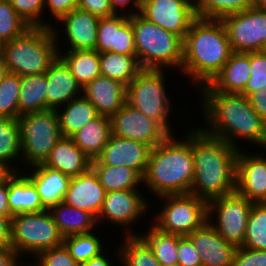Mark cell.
<instances>
[{
    "mask_svg": "<svg viewBox=\"0 0 266 266\" xmlns=\"http://www.w3.org/2000/svg\"><path fill=\"white\" fill-rule=\"evenodd\" d=\"M164 71L163 69H142L127 86L126 102L146 117L158 122L172 135L174 132L169 122L172 101L166 92Z\"/></svg>",
    "mask_w": 266,
    "mask_h": 266,
    "instance_id": "ba28073f",
    "label": "cell"
},
{
    "mask_svg": "<svg viewBox=\"0 0 266 266\" xmlns=\"http://www.w3.org/2000/svg\"><path fill=\"white\" fill-rule=\"evenodd\" d=\"M129 19V15L115 14L99 19L97 28L96 51L99 53L112 52L115 47L116 31Z\"/></svg>",
    "mask_w": 266,
    "mask_h": 266,
    "instance_id": "b9f144b4",
    "label": "cell"
},
{
    "mask_svg": "<svg viewBox=\"0 0 266 266\" xmlns=\"http://www.w3.org/2000/svg\"><path fill=\"white\" fill-rule=\"evenodd\" d=\"M110 121L113 135L142 142L151 148L170 135L158 122L146 117L127 102L110 117Z\"/></svg>",
    "mask_w": 266,
    "mask_h": 266,
    "instance_id": "5bb4252c",
    "label": "cell"
},
{
    "mask_svg": "<svg viewBox=\"0 0 266 266\" xmlns=\"http://www.w3.org/2000/svg\"><path fill=\"white\" fill-rule=\"evenodd\" d=\"M233 266H266V250L237 247Z\"/></svg>",
    "mask_w": 266,
    "mask_h": 266,
    "instance_id": "c3c4849f",
    "label": "cell"
},
{
    "mask_svg": "<svg viewBox=\"0 0 266 266\" xmlns=\"http://www.w3.org/2000/svg\"><path fill=\"white\" fill-rule=\"evenodd\" d=\"M63 107L56 110L63 137H71L99 116L96 108L83 95L74 98Z\"/></svg>",
    "mask_w": 266,
    "mask_h": 266,
    "instance_id": "f1b7e54d",
    "label": "cell"
},
{
    "mask_svg": "<svg viewBox=\"0 0 266 266\" xmlns=\"http://www.w3.org/2000/svg\"><path fill=\"white\" fill-rule=\"evenodd\" d=\"M3 43L0 41V57H2Z\"/></svg>",
    "mask_w": 266,
    "mask_h": 266,
    "instance_id": "94428289",
    "label": "cell"
},
{
    "mask_svg": "<svg viewBox=\"0 0 266 266\" xmlns=\"http://www.w3.org/2000/svg\"><path fill=\"white\" fill-rule=\"evenodd\" d=\"M111 134L110 117L99 115L70 138L93 161L100 155Z\"/></svg>",
    "mask_w": 266,
    "mask_h": 266,
    "instance_id": "4316f807",
    "label": "cell"
},
{
    "mask_svg": "<svg viewBox=\"0 0 266 266\" xmlns=\"http://www.w3.org/2000/svg\"><path fill=\"white\" fill-rule=\"evenodd\" d=\"M187 237L198 250L202 266H233L237 247L223 239L208 221Z\"/></svg>",
    "mask_w": 266,
    "mask_h": 266,
    "instance_id": "d6986e66",
    "label": "cell"
},
{
    "mask_svg": "<svg viewBox=\"0 0 266 266\" xmlns=\"http://www.w3.org/2000/svg\"><path fill=\"white\" fill-rule=\"evenodd\" d=\"M20 259L12 247L0 248V266H21Z\"/></svg>",
    "mask_w": 266,
    "mask_h": 266,
    "instance_id": "11a10c76",
    "label": "cell"
},
{
    "mask_svg": "<svg viewBox=\"0 0 266 266\" xmlns=\"http://www.w3.org/2000/svg\"><path fill=\"white\" fill-rule=\"evenodd\" d=\"M97 236L93 232L71 235L64 238L63 244L68 249L72 258L80 264L104 252L105 246L102 247L101 237Z\"/></svg>",
    "mask_w": 266,
    "mask_h": 266,
    "instance_id": "f35d334b",
    "label": "cell"
},
{
    "mask_svg": "<svg viewBox=\"0 0 266 266\" xmlns=\"http://www.w3.org/2000/svg\"><path fill=\"white\" fill-rule=\"evenodd\" d=\"M99 17L76 8L63 16L59 22L63 27L68 50H96Z\"/></svg>",
    "mask_w": 266,
    "mask_h": 266,
    "instance_id": "7402d4cb",
    "label": "cell"
},
{
    "mask_svg": "<svg viewBox=\"0 0 266 266\" xmlns=\"http://www.w3.org/2000/svg\"><path fill=\"white\" fill-rule=\"evenodd\" d=\"M254 6L266 10V0H254Z\"/></svg>",
    "mask_w": 266,
    "mask_h": 266,
    "instance_id": "91938a15",
    "label": "cell"
},
{
    "mask_svg": "<svg viewBox=\"0 0 266 266\" xmlns=\"http://www.w3.org/2000/svg\"><path fill=\"white\" fill-rule=\"evenodd\" d=\"M33 266H80L70 255L65 245L53 247L39 252L35 257Z\"/></svg>",
    "mask_w": 266,
    "mask_h": 266,
    "instance_id": "f6af8a7d",
    "label": "cell"
},
{
    "mask_svg": "<svg viewBox=\"0 0 266 266\" xmlns=\"http://www.w3.org/2000/svg\"><path fill=\"white\" fill-rule=\"evenodd\" d=\"M236 191L252 203H266V155L262 152L251 154L239 149Z\"/></svg>",
    "mask_w": 266,
    "mask_h": 266,
    "instance_id": "2e32d148",
    "label": "cell"
},
{
    "mask_svg": "<svg viewBox=\"0 0 266 266\" xmlns=\"http://www.w3.org/2000/svg\"><path fill=\"white\" fill-rule=\"evenodd\" d=\"M92 160L80 150L70 137H62L51 150L44 164L69 177H76L91 168Z\"/></svg>",
    "mask_w": 266,
    "mask_h": 266,
    "instance_id": "484cf974",
    "label": "cell"
},
{
    "mask_svg": "<svg viewBox=\"0 0 266 266\" xmlns=\"http://www.w3.org/2000/svg\"><path fill=\"white\" fill-rule=\"evenodd\" d=\"M263 52H265V53H266V45H265V47H264V49H263Z\"/></svg>",
    "mask_w": 266,
    "mask_h": 266,
    "instance_id": "be15d7a7",
    "label": "cell"
},
{
    "mask_svg": "<svg viewBox=\"0 0 266 266\" xmlns=\"http://www.w3.org/2000/svg\"><path fill=\"white\" fill-rule=\"evenodd\" d=\"M59 29L30 27L22 35L3 44L2 57L8 73L18 76L44 74L59 56ZM59 46V48H58Z\"/></svg>",
    "mask_w": 266,
    "mask_h": 266,
    "instance_id": "5b68a950",
    "label": "cell"
},
{
    "mask_svg": "<svg viewBox=\"0 0 266 266\" xmlns=\"http://www.w3.org/2000/svg\"><path fill=\"white\" fill-rule=\"evenodd\" d=\"M250 70V53L233 52L208 85L217 92L240 94L250 78Z\"/></svg>",
    "mask_w": 266,
    "mask_h": 266,
    "instance_id": "d4e9b609",
    "label": "cell"
},
{
    "mask_svg": "<svg viewBox=\"0 0 266 266\" xmlns=\"http://www.w3.org/2000/svg\"><path fill=\"white\" fill-rule=\"evenodd\" d=\"M250 78L240 93L248 97L251 93L266 89V53L250 52Z\"/></svg>",
    "mask_w": 266,
    "mask_h": 266,
    "instance_id": "ee69618b",
    "label": "cell"
},
{
    "mask_svg": "<svg viewBox=\"0 0 266 266\" xmlns=\"http://www.w3.org/2000/svg\"><path fill=\"white\" fill-rule=\"evenodd\" d=\"M194 180L189 194L207 202L236 191V162L239 149L223 139L191 129Z\"/></svg>",
    "mask_w": 266,
    "mask_h": 266,
    "instance_id": "7a4b0ae2",
    "label": "cell"
},
{
    "mask_svg": "<svg viewBox=\"0 0 266 266\" xmlns=\"http://www.w3.org/2000/svg\"><path fill=\"white\" fill-rule=\"evenodd\" d=\"M127 86L105 76L96 77L82 88V95L99 115L111 117L126 103Z\"/></svg>",
    "mask_w": 266,
    "mask_h": 266,
    "instance_id": "44dd1931",
    "label": "cell"
},
{
    "mask_svg": "<svg viewBox=\"0 0 266 266\" xmlns=\"http://www.w3.org/2000/svg\"><path fill=\"white\" fill-rule=\"evenodd\" d=\"M45 75L48 84L46 110H57L82 95V87L59 56L50 65Z\"/></svg>",
    "mask_w": 266,
    "mask_h": 266,
    "instance_id": "ffe728a7",
    "label": "cell"
},
{
    "mask_svg": "<svg viewBox=\"0 0 266 266\" xmlns=\"http://www.w3.org/2000/svg\"><path fill=\"white\" fill-rule=\"evenodd\" d=\"M30 27L17 14L9 0H0V41L3 44L22 35Z\"/></svg>",
    "mask_w": 266,
    "mask_h": 266,
    "instance_id": "60d3db41",
    "label": "cell"
},
{
    "mask_svg": "<svg viewBox=\"0 0 266 266\" xmlns=\"http://www.w3.org/2000/svg\"><path fill=\"white\" fill-rule=\"evenodd\" d=\"M151 147L142 142L117 137L111 134L100 155L93 160L95 164L124 166L136 170L144 176Z\"/></svg>",
    "mask_w": 266,
    "mask_h": 266,
    "instance_id": "e0dca14e",
    "label": "cell"
},
{
    "mask_svg": "<svg viewBox=\"0 0 266 266\" xmlns=\"http://www.w3.org/2000/svg\"><path fill=\"white\" fill-rule=\"evenodd\" d=\"M11 247V218L0 217V248Z\"/></svg>",
    "mask_w": 266,
    "mask_h": 266,
    "instance_id": "9f6ffc18",
    "label": "cell"
},
{
    "mask_svg": "<svg viewBox=\"0 0 266 266\" xmlns=\"http://www.w3.org/2000/svg\"><path fill=\"white\" fill-rule=\"evenodd\" d=\"M21 141L22 163L26 167L44 163L63 137L56 110L21 115L16 119Z\"/></svg>",
    "mask_w": 266,
    "mask_h": 266,
    "instance_id": "52a82bcc",
    "label": "cell"
},
{
    "mask_svg": "<svg viewBox=\"0 0 266 266\" xmlns=\"http://www.w3.org/2000/svg\"><path fill=\"white\" fill-rule=\"evenodd\" d=\"M188 132L181 140L173 134L169 135L151 149L143 176L144 186L151 194L161 197L190 193L194 180V159L191 130Z\"/></svg>",
    "mask_w": 266,
    "mask_h": 266,
    "instance_id": "277c9868",
    "label": "cell"
},
{
    "mask_svg": "<svg viewBox=\"0 0 266 266\" xmlns=\"http://www.w3.org/2000/svg\"><path fill=\"white\" fill-rule=\"evenodd\" d=\"M15 159L22 162L21 141L16 119L0 117V168L6 173L18 172L20 167L11 164Z\"/></svg>",
    "mask_w": 266,
    "mask_h": 266,
    "instance_id": "836d02e7",
    "label": "cell"
},
{
    "mask_svg": "<svg viewBox=\"0 0 266 266\" xmlns=\"http://www.w3.org/2000/svg\"><path fill=\"white\" fill-rule=\"evenodd\" d=\"M105 252L101 255L90 259L89 261L80 263V266H113L112 262L110 261L108 256H105Z\"/></svg>",
    "mask_w": 266,
    "mask_h": 266,
    "instance_id": "6f0895ef",
    "label": "cell"
},
{
    "mask_svg": "<svg viewBox=\"0 0 266 266\" xmlns=\"http://www.w3.org/2000/svg\"><path fill=\"white\" fill-rule=\"evenodd\" d=\"M149 203L139 190H121L106 193L102 210L97 217L98 224L101 220L111 222L117 226L125 227L123 233L125 236L139 235L138 232L131 230V226L137 223L139 219L145 217L149 209ZM137 221V222H136ZM129 229V230H128Z\"/></svg>",
    "mask_w": 266,
    "mask_h": 266,
    "instance_id": "4fadbf2b",
    "label": "cell"
},
{
    "mask_svg": "<svg viewBox=\"0 0 266 266\" xmlns=\"http://www.w3.org/2000/svg\"><path fill=\"white\" fill-rule=\"evenodd\" d=\"M233 52L263 51L266 45V10L251 7L221 19Z\"/></svg>",
    "mask_w": 266,
    "mask_h": 266,
    "instance_id": "7c38bea8",
    "label": "cell"
},
{
    "mask_svg": "<svg viewBox=\"0 0 266 266\" xmlns=\"http://www.w3.org/2000/svg\"><path fill=\"white\" fill-rule=\"evenodd\" d=\"M7 73L8 70L3 60V57H0V83Z\"/></svg>",
    "mask_w": 266,
    "mask_h": 266,
    "instance_id": "680465c9",
    "label": "cell"
},
{
    "mask_svg": "<svg viewBox=\"0 0 266 266\" xmlns=\"http://www.w3.org/2000/svg\"><path fill=\"white\" fill-rule=\"evenodd\" d=\"M0 217L12 218L8 205V173L0 178Z\"/></svg>",
    "mask_w": 266,
    "mask_h": 266,
    "instance_id": "db71d44e",
    "label": "cell"
},
{
    "mask_svg": "<svg viewBox=\"0 0 266 266\" xmlns=\"http://www.w3.org/2000/svg\"><path fill=\"white\" fill-rule=\"evenodd\" d=\"M242 247L266 250V203H253Z\"/></svg>",
    "mask_w": 266,
    "mask_h": 266,
    "instance_id": "74e56055",
    "label": "cell"
},
{
    "mask_svg": "<svg viewBox=\"0 0 266 266\" xmlns=\"http://www.w3.org/2000/svg\"><path fill=\"white\" fill-rule=\"evenodd\" d=\"M59 57L69 67L72 75L83 88L86 84L101 76L100 53L96 50H65ZM63 54V55H62Z\"/></svg>",
    "mask_w": 266,
    "mask_h": 266,
    "instance_id": "f546056e",
    "label": "cell"
},
{
    "mask_svg": "<svg viewBox=\"0 0 266 266\" xmlns=\"http://www.w3.org/2000/svg\"><path fill=\"white\" fill-rule=\"evenodd\" d=\"M23 171L8 172V205L12 216L46 210L35 185Z\"/></svg>",
    "mask_w": 266,
    "mask_h": 266,
    "instance_id": "cb8c5ba5",
    "label": "cell"
},
{
    "mask_svg": "<svg viewBox=\"0 0 266 266\" xmlns=\"http://www.w3.org/2000/svg\"><path fill=\"white\" fill-rule=\"evenodd\" d=\"M232 53L228 34L221 20L196 18L183 41L180 73L190 77L191 83L201 88L222 70Z\"/></svg>",
    "mask_w": 266,
    "mask_h": 266,
    "instance_id": "3957f363",
    "label": "cell"
},
{
    "mask_svg": "<svg viewBox=\"0 0 266 266\" xmlns=\"http://www.w3.org/2000/svg\"><path fill=\"white\" fill-rule=\"evenodd\" d=\"M17 14L31 27H53L41 19L44 15L45 0H9ZM41 16V17H40Z\"/></svg>",
    "mask_w": 266,
    "mask_h": 266,
    "instance_id": "7bdbcfd3",
    "label": "cell"
},
{
    "mask_svg": "<svg viewBox=\"0 0 266 266\" xmlns=\"http://www.w3.org/2000/svg\"><path fill=\"white\" fill-rule=\"evenodd\" d=\"M110 4H111V7H112L113 11L116 14H119V13L121 14L122 13V14H126V15H129V16L133 15V14H136V13H139L140 6H141L140 0H110ZM130 4H132L134 8L130 7V9H129V5ZM127 6H128V9L126 11V7ZM132 8L134 9V11H133Z\"/></svg>",
    "mask_w": 266,
    "mask_h": 266,
    "instance_id": "f5cc1de1",
    "label": "cell"
},
{
    "mask_svg": "<svg viewBox=\"0 0 266 266\" xmlns=\"http://www.w3.org/2000/svg\"><path fill=\"white\" fill-rule=\"evenodd\" d=\"M112 52L125 55H136L131 15L129 16V19L116 31L115 47H112Z\"/></svg>",
    "mask_w": 266,
    "mask_h": 266,
    "instance_id": "bcb514c9",
    "label": "cell"
},
{
    "mask_svg": "<svg viewBox=\"0 0 266 266\" xmlns=\"http://www.w3.org/2000/svg\"><path fill=\"white\" fill-rule=\"evenodd\" d=\"M77 8L99 18L110 17L116 14L111 7L110 0H79Z\"/></svg>",
    "mask_w": 266,
    "mask_h": 266,
    "instance_id": "681fc988",
    "label": "cell"
},
{
    "mask_svg": "<svg viewBox=\"0 0 266 266\" xmlns=\"http://www.w3.org/2000/svg\"><path fill=\"white\" fill-rule=\"evenodd\" d=\"M248 99L257 114L266 122V89L251 93Z\"/></svg>",
    "mask_w": 266,
    "mask_h": 266,
    "instance_id": "816d5d0a",
    "label": "cell"
},
{
    "mask_svg": "<svg viewBox=\"0 0 266 266\" xmlns=\"http://www.w3.org/2000/svg\"><path fill=\"white\" fill-rule=\"evenodd\" d=\"M136 57L142 69H182L183 39L146 20L131 15ZM165 67V68H164Z\"/></svg>",
    "mask_w": 266,
    "mask_h": 266,
    "instance_id": "8992f818",
    "label": "cell"
},
{
    "mask_svg": "<svg viewBox=\"0 0 266 266\" xmlns=\"http://www.w3.org/2000/svg\"><path fill=\"white\" fill-rule=\"evenodd\" d=\"M31 170L25 173L35 185L40 195L43 207L49 210L51 207L62 203L68 190L71 177L46 166L44 163L32 165ZM31 171V173H29Z\"/></svg>",
    "mask_w": 266,
    "mask_h": 266,
    "instance_id": "603a6c76",
    "label": "cell"
},
{
    "mask_svg": "<svg viewBox=\"0 0 266 266\" xmlns=\"http://www.w3.org/2000/svg\"><path fill=\"white\" fill-rule=\"evenodd\" d=\"M6 172L2 169V168H0V178L5 174Z\"/></svg>",
    "mask_w": 266,
    "mask_h": 266,
    "instance_id": "6125c7cd",
    "label": "cell"
},
{
    "mask_svg": "<svg viewBox=\"0 0 266 266\" xmlns=\"http://www.w3.org/2000/svg\"><path fill=\"white\" fill-rule=\"evenodd\" d=\"M64 237L49 210L22 213L11 218V247L22 258L63 245Z\"/></svg>",
    "mask_w": 266,
    "mask_h": 266,
    "instance_id": "9c48e42d",
    "label": "cell"
},
{
    "mask_svg": "<svg viewBox=\"0 0 266 266\" xmlns=\"http://www.w3.org/2000/svg\"><path fill=\"white\" fill-rule=\"evenodd\" d=\"M47 77L44 74L21 76L19 116L46 111Z\"/></svg>",
    "mask_w": 266,
    "mask_h": 266,
    "instance_id": "1f68e13d",
    "label": "cell"
},
{
    "mask_svg": "<svg viewBox=\"0 0 266 266\" xmlns=\"http://www.w3.org/2000/svg\"><path fill=\"white\" fill-rule=\"evenodd\" d=\"M79 0H45L44 10H49L51 18L59 21L63 16L78 7Z\"/></svg>",
    "mask_w": 266,
    "mask_h": 266,
    "instance_id": "f907efd6",
    "label": "cell"
},
{
    "mask_svg": "<svg viewBox=\"0 0 266 266\" xmlns=\"http://www.w3.org/2000/svg\"><path fill=\"white\" fill-rule=\"evenodd\" d=\"M63 237L91 233L98 226L97 218L88 211L59 203L49 209Z\"/></svg>",
    "mask_w": 266,
    "mask_h": 266,
    "instance_id": "83f0119b",
    "label": "cell"
},
{
    "mask_svg": "<svg viewBox=\"0 0 266 266\" xmlns=\"http://www.w3.org/2000/svg\"><path fill=\"white\" fill-rule=\"evenodd\" d=\"M177 253L180 266H202L200 254L187 236L179 235Z\"/></svg>",
    "mask_w": 266,
    "mask_h": 266,
    "instance_id": "7dc6e473",
    "label": "cell"
},
{
    "mask_svg": "<svg viewBox=\"0 0 266 266\" xmlns=\"http://www.w3.org/2000/svg\"><path fill=\"white\" fill-rule=\"evenodd\" d=\"M252 206V202L235 191L208 201L207 219L223 239L242 247ZM211 219H216L215 224Z\"/></svg>",
    "mask_w": 266,
    "mask_h": 266,
    "instance_id": "8fae6325",
    "label": "cell"
},
{
    "mask_svg": "<svg viewBox=\"0 0 266 266\" xmlns=\"http://www.w3.org/2000/svg\"><path fill=\"white\" fill-rule=\"evenodd\" d=\"M151 226L144 234L140 232V237L148 244L154 253V256L162 266H171L178 264V234H168L159 231Z\"/></svg>",
    "mask_w": 266,
    "mask_h": 266,
    "instance_id": "e575fe53",
    "label": "cell"
},
{
    "mask_svg": "<svg viewBox=\"0 0 266 266\" xmlns=\"http://www.w3.org/2000/svg\"><path fill=\"white\" fill-rule=\"evenodd\" d=\"M141 70L136 55L100 53L101 76L118 80L128 86Z\"/></svg>",
    "mask_w": 266,
    "mask_h": 266,
    "instance_id": "d6a6232c",
    "label": "cell"
},
{
    "mask_svg": "<svg viewBox=\"0 0 266 266\" xmlns=\"http://www.w3.org/2000/svg\"><path fill=\"white\" fill-rule=\"evenodd\" d=\"M158 198L162 199L164 207L155 213L152 225L161 232L187 236L208 221V202L202 198L192 194Z\"/></svg>",
    "mask_w": 266,
    "mask_h": 266,
    "instance_id": "30bf717a",
    "label": "cell"
},
{
    "mask_svg": "<svg viewBox=\"0 0 266 266\" xmlns=\"http://www.w3.org/2000/svg\"><path fill=\"white\" fill-rule=\"evenodd\" d=\"M21 77L7 73L0 83V117L17 119L19 117V90Z\"/></svg>",
    "mask_w": 266,
    "mask_h": 266,
    "instance_id": "ab89813d",
    "label": "cell"
},
{
    "mask_svg": "<svg viewBox=\"0 0 266 266\" xmlns=\"http://www.w3.org/2000/svg\"><path fill=\"white\" fill-rule=\"evenodd\" d=\"M123 244L116 247L121 266H162L148 244L139 235L122 237Z\"/></svg>",
    "mask_w": 266,
    "mask_h": 266,
    "instance_id": "d590c367",
    "label": "cell"
},
{
    "mask_svg": "<svg viewBox=\"0 0 266 266\" xmlns=\"http://www.w3.org/2000/svg\"><path fill=\"white\" fill-rule=\"evenodd\" d=\"M198 89L207 124L201 127L205 133L221 138L237 149H242L237 139L266 149V122L254 110L248 97L217 92L208 84Z\"/></svg>",
    "mask_w": 266,
    "mask_h": 266,
    "instance_id": "6da1fadb",
    "label": "cell"
},
{
    "mask_svg": "<svg viewBox=\"0 0 266 266\" xmlns=\"http://www.w3.org/2000/svg\"><path fill=\"white\" fill-rule=\"evenodd\" d=\"M139 14L183 40L197 18L193 0H146L141 3Z\"/></svg>",
    "mask_w": 266,
    "mask_h": 266,
    "instance_id": "9a60e30c",
    "label": "cell"
},
{
    "mask_svg": "<svg viewBox=\"0 0 266 266\" xmlns=\"http://www.w3.org/2000/svg\"><path fill=\"white\" fill-rule=\"evenodd\" d=\"M91 168L97 174L107 193L121 190H139L143 177L136 171L124 166H111L91 162Z\"/></svg>",
    "mask_w": 266,
    "mask_h": 266,
    "instance_id": "4dcf8cb0",
    "label": "cell"
},
{
    "mask_svg": "<svg viewBox=\"0 0 266 266\" xmlns=\"http://www.w3.org/2000/svg\"><path fill=\"white\" fill-rule=\"evenodd\" d=\"M106 193L97 174L90 168L85 173L71 178L63 203L88 211L97 218L102 210Z\"/></svg>",
    "mask_w": 266,
    "mask_h": 266,
    "instance_id": "ac0fdd59",
    "label": "cell"
},
{
    "mask_svg": "<svg viewBox=\"0 0 266 266\" xmlns=\"http://www.w3.org/2000/svg\"><path fill=\"white\" fill-rule=\"evenodd\" d=\"M193 5L197 18L221 20L254 7V0H193Z\"/></svg>",
    "mask_w": 266,
    "mask_h": 266,
    "instance_id": "8d00e7d4",
    "label": "cell"
}]
</instances>
